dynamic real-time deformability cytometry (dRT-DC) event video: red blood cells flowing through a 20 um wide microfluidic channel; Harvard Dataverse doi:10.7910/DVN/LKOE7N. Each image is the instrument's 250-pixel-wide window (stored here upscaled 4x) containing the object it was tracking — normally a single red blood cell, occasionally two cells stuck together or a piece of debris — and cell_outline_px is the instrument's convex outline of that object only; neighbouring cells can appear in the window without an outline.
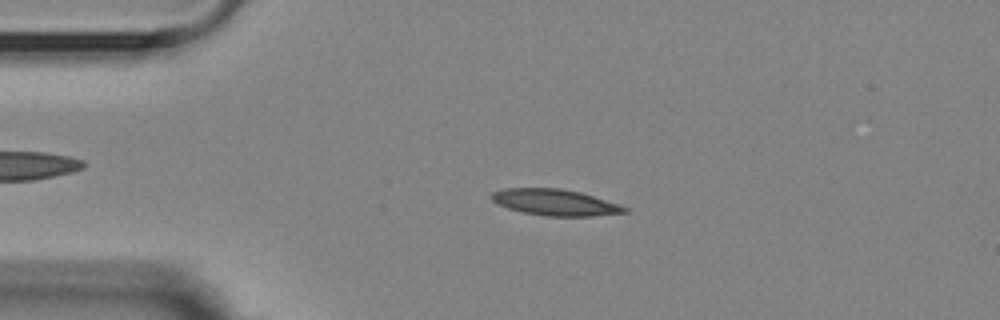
{"species": "Egyptian fruit bat (a non-hibernating species)", "species_latin": "Rousettus aegyptiacus", "temperature_condition": "room temperature", "stored_images_in_passage": 54, "camera_frame_rate_fps": 3000, "um_per_image_px": 0.085, "animal": {"sex": "female"}, "frame": {"image": 1, "passage_image": 11, "time_ms": 3.333, "image_size_px": [1000, 320], "cell_outline_px": [[628, 212], [592, 216], [548, 216], [524, 212], [508, 208], [492, 200], [492, 192], [504, 188], [560, 188], [580, 192], [620, 204], [628, 208]], "centroid_in_image_um": [47.22, 17.2], "position_along_channel_um": 37.8, "area_um2": 20.17}}
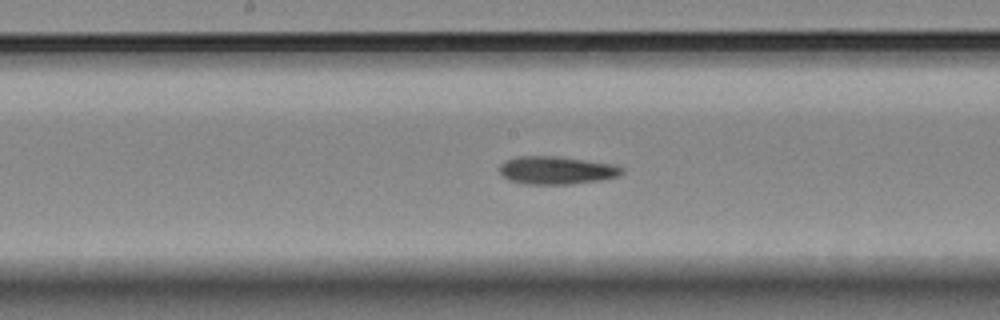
{"frame": {"image": 2, "passage_image": 27, "time_ms": 8.667, "image_size_px": [1000, 320], "cell_outline_px": [[624, 172], [616, 176], [600, 180], [568, 184], [524, 184], [508, 180], [500, 172], [500, 164], [504, 160], [516, 156], [560, 156], [612, 164], [624, 168]], "centroid_in_image_um": [47.26, 14.46], "position_along_channel_um": 200.9, "area_um2": 19.94}}
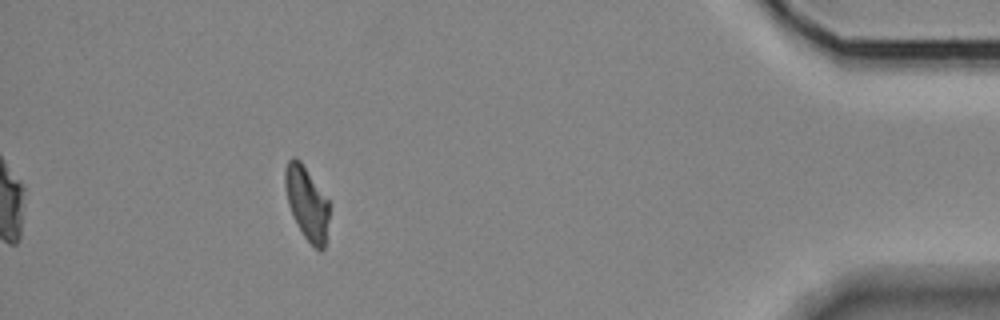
{"frame": {"image": 3, "passage_image": 49, "time_ms": 16.0, "image_size_px": [1000, 320], "cell_outline_px": [[328, 220], [324, 248], [320, 252], [304, 236], [288, 204], [284, 184], [284, 172], [288, 160], [292, 156], [296, 156], [300, 160], [328, 200]], "centroid_in_image_um": [26.06, 17.21], "position_along_channel_um": 409.1, "area_um2": 18.38}, "authors_computed_cell_mechanics": {"area_um2": 19.941, "velocity_mm_per_s": 3.583, "shape_relaxation_time_tau1_ms": 5.3245, "shape_relaxation_time_tau2_ms": 3.0375, "deformation_change_tau1": 0.149, "deformation_change_tau2": 0.0802}}